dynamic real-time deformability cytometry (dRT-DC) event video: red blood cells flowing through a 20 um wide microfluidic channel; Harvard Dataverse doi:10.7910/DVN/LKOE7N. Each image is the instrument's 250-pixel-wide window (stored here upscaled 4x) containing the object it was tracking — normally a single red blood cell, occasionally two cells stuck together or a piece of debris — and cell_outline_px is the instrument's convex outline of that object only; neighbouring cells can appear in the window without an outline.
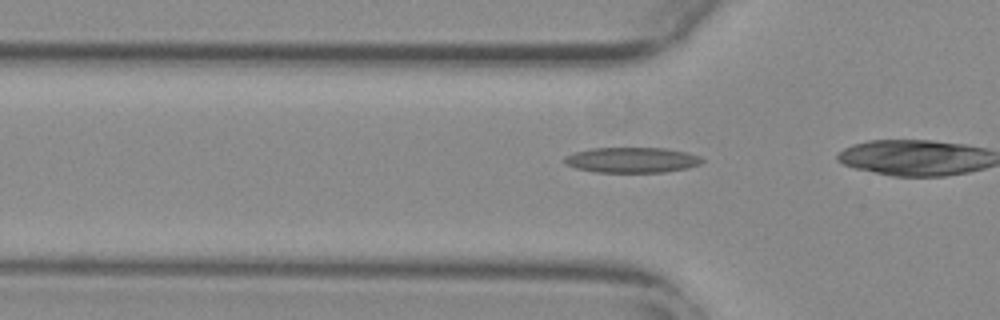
{"species": "common noctule bat (a hibernating species)", "species_latin": "Nyctalus noctula", "temperature_condition": "warm", "stored_images_in_passage": 14, "camera_frame_rate_fps": 3000, "um_per_image_px": 0.085, "animal": {"sex": "female", "body_mass_g": 29.2, "forearm_length_mm": 56.3}, "frame": {"image": 1, "passage_image": 12, "time_ms": 3.667, "image_size_px": [1000, 320], "cell_outline_px": [[704, 160], [700, 164], [688, 168], [664, 172], [596, 172], [576, 168], [568, 164], [564, 160], [564, 156], [576, 152], [592, 148], [668, 148], [700, 156]], "centroid_in_image_um": [53.74, 13.6], "position_along_channel_um": 72.1, "area_um2": 20.23}}